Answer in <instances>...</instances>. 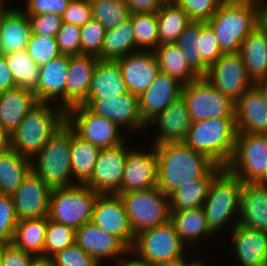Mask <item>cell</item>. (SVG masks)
<instances>
[{
    "label": "cell",
    "instance_id": "cell-1",
    "mask_svg": "<svg viewBox=\"0 0 267 266\" xmlns=\"http://www.w3.org/2000/svg\"><path fill=\"white\" fill-rule=\"evenodd\" d=\"M158 158L157 187L168 197L181 186L205 176L216 164L185 142L154 145Z\"/></svg>",
    "mask_w": 267,
    "mask_h": 266
},
{
    "label": "cell",
    "instance_id": "cell-2",
    "mask_svg": "<svg viewBox=\"0 0 267 266\" xmlns=\"http://www.w3.org/2000/svg\"><path fill=\"white\" fill-rule=\"evenodd\" d=\"M38 102L10 135L11 148L32 159L66 124V111L57 103Z\"/></svg>",
    "mask_w": 267,
    "mask_h": 266
},
{
    "label": "cell",
    "instance_id": "cell-3",
    "mask_svg": "<svg viewBox=\"0 0 267 266\" xmlns=\"http://www.w3.org/2000/svg\"><path fill=\"white\" fill-rule=\"evenodd\" d=\"M236 134L235 118H209L193 122L183 142L226 167L235 151Z\"/></svg>",
    "mask_w": 267,
    "mask_h": 266
},
{
    "label": "cell",
    "instance_id": "cell-4",
    "mask_svg": "<svg viewBox=\"0 0 267 266\" xmlns=\"http://www.w3.org/2000/svg\"><path fill=\"white\" fill-rule=\"evenodd\" d=\"M207 23L223 53H238L242 41L256 27L255 0H223Z\"/></svg>",
    "mask_w": 267,
    "mask_h": 266
},
{
    "label": "cell",
    "instance_id": "cell-5",
    "mask_svg": "<svg viewBox=\"0 0 267 266\" xmlns=\"http://www.w3.org/2000/svg\"><path fill=\"white\" fill-rule=\"evenodd\" d=\"M243 184L226 167L214 177L202 205L208 227L214 235L225 226L232 230L238 224Z\"/></svg>",
    "mask_w": 267,
    "mask_h": 266
},
{
    "label": "cell",
    "instance_id": "cell-6",
    "mask_svg": "<svg viewBox=\"0 0 267 266\" xmlns=\"http://www.w3.org/2000/svg\"><path fill=\"white\" fill-rule=\"evenodd\" d=\"M70 155V127L65 124L31 159V170L50 188L77 185L72 178Z\"/></svg>",
    "mask_w": 267,
    "mask_h": 266
},
{
    "label": "cell",
    "instance_id": "cell-7",
    "mask_svg": "<svg viewBox=\"0 0 267 266\" xmlns=\"http://www.w3.org/2000/svg\"><path fill=\"white\" fill-rule=\"evenodd\" d=\"M98 194L84 184L52 188L47 217L76 230L91 222Z\"/></svg>",
    "mask_w": 267,
    "mask_h": 266
},
{
    "label": "cell",
    "instance_id": "cell-8",
    "mask_svg": "<svg viewBox=\"0 0 267 266\" xmlns=\"http://www.w3.org/2000/svg\"><path fill=\"white\" fill-rule=\"evenodd\" d=\"M120 195L134 235L170 221L169 197L157 186Z\"/></svg>",
    "mask_w": 267,
    "mask_h": 266
},
{
    "label": "cell",
    "instance_id": "cell-9",
    "mask_svg": "<svg viewBox=\"0 0 267 266\" xmlns=\"http://www.w3.org/2000/svg\"><path fill=\"white\" fill-rule=\"evenodd\" d=\"M187 246L181 241L174 225L169 221L135 235L130 249L148 265L153 263H179L185 259Z\"/></svg>",
    "mask_w": 267,
    "mask_h": 266
},
{
    "label": "cell",
    "instance_id": "cell-10",
    "mask_svg": "<svg viewBox=\"0 0 267 266\" xmlns=\"http://www.w3.org/2000/svg\"><path fill=\"white\" fill-rule=\"evenodd\" d=\"M226 168L244 184L261 183L267 172V134L237 133L235 151Z\"/></svg>",
    "mask_w": 267,
    "mask_h": 266
},
{
    "label": "cell",
    "instance_id": "cell-11",
    "mask_svg": "<svg viewBox=\"0 0 267 266\" xmlns=\"http://www.w3.org/2000/svg\"><path fill=\"white\" fill-rule=\"evenodd\" d=\"M192 123L209 118H235V103L203 77L183 85L182 94Z\"/></svg>",
    "mask_w": 267,
    "mask_h": 266
},
{
    "label": "cell",
    "instance_id": "cell-12",
    "mask_svg": "<svg viewBox=\"0 0 267 266\" xmlns=\"http://www.w3.org/2000/svg\"><path fill=\"white\" fill-rule=\"evenodd\" d=\"M66 124L82 139L100 149L126 141L122 130L114 122L93 113L84 105H76L66 111Z\"/></svg>",
    "mask_w": 267,
    "mask_h": 266
},
{
    "label": "cell",
    "instance_id": "cell-13",
    "mask_svg": "<svg viewBox=\"0 0 267 266\" xmlns=\"http://www.w3.org/2000/svg\"><path fill=\"white\" fill-rule=\"evenodd\" d=\"M203 78L234 103L254 86L239 52L224 53L208 67Z\"/></svg>",
    "mask_w": 267,
    "mask_h": 266
},
{
    "label": "cell",
    "instance_id": "cell-14",
    "mask_svg": "<svg viewBox=\"0 0 267 266\" xmlns=\"http://www.w3.org/2000/svg\"><path fill=\"white\" fill-rule=\"evenodd\" d=\"M129 148L124 141L117 146L101 149L93 172L84 185L99 194H116L121 189Z\"/></svg>",
    "mask_w": 267,
    "mask_h": 266
},
{
    "label": "cell",
    "instance_id": "cell-15",
    "mask_svg": "<svg viewBox=\"0 0 267 266\" xmlns=\"http://www.w3.org/2000/svg\"><path fill=\"white\" fill-rule=\"evenodd\" d=\"M91 222L120 239L129 249L132 248L135 235L120 195L98 194Z\"/></svg>",
    "mask_w": 267,
    "mask_h": 266
},
{
    "label": "cell",
    "instance_id": "cell-16",
    "mask_svg": "<svg viewBox=\"0 0 267 266\" xmlns=\"http://www.w3.org/2000/svg\"><path fill=\"white\" fill-rule=\"evenodd\" d=\"M149 151L129 148L121 189L117 193L144 190L157 186L158 158L154 145Z\"/></svg>",
    "mask_w": 267,
    "mask_h": 266
},
{
    "label": "cell",
    "instance_id": "cell-17",
    "mask_svg": "<svg viewBox=\"0 0 267 266\" xmlns=\"http://www.w3.org/2000/svg\"><path fill=\"white\" fill-rule=\"evenodd\" d=\"M83 105L93 113L110 119L121 130L140 132L148 127L140 115L139 96L130 91L115 98H103V101L85 102Z\"/></svg>",
    "mask_w": 267,
    "mask_h": 266
},
{
    "label": "cell",
    "instance_id": "cell-18",
    "mask_svg": "<svg viewBox=\"0 0 267 266\" xmlns=\"http://www.w3.org/2000/svg\"><path fill=\"white\" fill-rule=\"evenodd\" d=\"M51 191L31 170L11 195L18 220L47 217Z\"/></svg>",
    "mask_w": 267,
    "mask_h": 266
},
{
    "label": "cell",
    "instance_id": "cell-19",
    "mask_svg": "<svg viewBox=\"0 0 267 266\" xmlns=\"http://www.w3.org/2000/svg\"><path fill=\"white\" fill-rule=\"evenodd\" d=\"M129 91L137 96L145 92L160 72L154 51L139 50L116 59Z\"/></svg>",
    "mask_w": 267,
    "mask_h": 266
},
{
    "label": "cell",
    "instance_id": "cell-20",
    "mask_svg": "<svg viewBox=\"0 0 267 266\" xmlns=\"http://www.w3.org/2000/svg\"><path fill=\"white\" fill-rule=\"evenodd\" d=\"M75 243L98 263L113 258L117 261L130 252L120 239L103 231L92 222L84 223L75 230Z\"/></svg>",
    "mask_w": 267,
    "mask_h": 266
},
{
    "label": "cell",
    "instance_id": "cell-21",
    "mask_svg": "<svg viewBox=\"0 0 267 266\" xmlns=\"http://www.w3.org/2000/svg\"><path fill=\"white\" fill-rule=\"evenodd\" d=\"M69 63L70 55L61 54L49 63L39 66L40 77L34 91L38 102L56 103L58 100V105L66 111V83Z\"/></svg>",
    "mask_w": 267,
    "mask_h": 266
},
{
    "label": "cell",
    "instance_id": "cell-22",
    "mask_svg": "<svg viewBox=\"0 0 267 266\" xmlns=\"http://www.w3.org/2000/svg\"><path fill=\"white\" fill-rule=\"evenodd\" d=\"M179 81L159 72L148 89L139 96V110L144 123H149L182 94Z\"/></svg>",
    "mask_w": 267,
    "mask_h": 266
},
{
    "label": "cell",
    "instance_id": "cell-23",
    "mask_svg": "<svg viewBox=\"0 0 267 266\" xmlns=\"http://www.w3.org/2000/svg\"><path fill=\"white\" fill-rule=\"evenodd\" d=\"M156 124V126H155ZM154 125L158 132L152 145L183 142L191 129L192 121L183 97L174 100L164 111L154 118L148 127Z\"/></svg>",
    "mask_w": 267,
    "mask_h": 266
},
{
    "label": "cell",
    "instance_id": "cell-24",
    "mask_svg": "<svg viewBox=\"0 0 267 266\" xmlns=\"http://www.w3.org/2000/svg\"><path fill=\"white\" fill-rule=\"evenodd\" d=\"M237 133L267 134V105L253 86L235 102Z\"/></svg>",
    "mask_w": 267,
    "mask_h": 266
},
{
    "label": "cell",
    "instance_id": "cell-25",
    "mask_svg": "<svg viewBox=\"0 0 267 266\" xmlns=\"http://www.w3.org/2000/svg\"><path fill=\"white\" fill-rule=\"evenodd\" d=\"M0 10V54L7 55L27 48L31 27L27 14L20 8Z\"/></svg>",
    "mask_w": 267,
    "mask_h": 266
},
{
    "label": "cell",
    "instance_id": "cell-26",
    "mask_svg": "<svg viewBox=\"0 0 267 266\" xmlns=\"http://www.w3.org/2000/svg\"><path fill=\"white\" fill-rule=\"evenodd\" d=\"M230 233L241 266H267V232L237 224Z\"/></svg>",
    "mask_w": 267,
    "mask_h": 266
},
{
    "label": "cell",
    "instance_id": "cell-27",
    "mask_svg": "<svg viewBox=\"0 0 267 266\" xmlns=\"http://www.w3.org/2000/svg\"><path fill=\"white\" fill-rule=\"evenodd\" d=\"M99 58L92 55H71L66 83V111L88 100L93 71Z\"/></svg>",
    "mask_w": 267,
    "mask_h": 266
},
{
    "label": "cell",
    "instance_id": "cell-28",
    "mask_svg": "<svg viewBox=\"0 0 267 266\" xmlns=\"http://www.w3.org/2000/svg\"><path fill=\"white\" fill-rule=\"evenodd\" d=\"M128 92L118 62L99 59L92 74L86 102H99L103 98H115Z\"/></svg>",
    "mask_w": 267,
    "mask_h": 266
},
{
    "label": "cell",
    "instance_id": "cell-29",
    "mask_svg": "<svg viewBox=\"0 0 267 266\" xmlns=\"http://www.w3.org/2000/svg\"><path fill=\"white\" fill-rule=\"evenodd\" d=\"M238 224L267 232V185L261 183L243 184Z\"/></svg>",
    "mask_w": 267,
    "mask_h": 266
},
{
    "label": "cell",
    "instance_id": "cell-30",
    "mask_svg": "<svg viewBox=\"0 0 267 266\" xmlns=\"http://www.w3.org/2000/svg\"><path fill=\"white\" fill-rule=\"evenodd\" d=\"M38 103L34 92L15 87L0 93V127L10 135Z\"/></svg>",
    "mask_w": 267,
    "mask_h": 266
},
{
    "label": "cell",
    "instance_id": "cell-31",
    "mask_svg": "<svg viewBox=\"0 0 267 266\" xmlns=\"http://www.w3.org/2000/svg\"><path fill=\"white\" fill-rule=\"evenodd\" d=\"M170 222L174 225L181 241L188 247H196L201 238L211 237L202 207L181 211H170Z\"/></svg>",
    "mask_w": 267,
    "mask_h": 266
},
{
    "label": "cell",
    "instance_id": "cell-32",
    "mask_svg": "<svg viewBox=\"0 0 267 266\" xmlns=\"http://www.w3.org/2000/svg\"><path fill=\"white\" fill-rule=\"evenodd\" d=\"M215 165L205 176L181 186L169 196L170 211L202 207L214 177L223 169Z\"/></svg>",
    "mask_w": 267,
    "mask_h": 266
},
{
    "label": "cell",
    "instance_id": "cell-33",
    "mask_svg": "<svg viewBox=\"0 0 267 266\" xmlns=\"http://www.w3.org/2000/svg\"><path fill=\"white\" fill-rule=\"evenodd\" d=\"M239 53L253 81L267 77V36L256 27L242 41Z\"/></svg>",
    "mask_w": 267,
    "mask_h": 266
},
{
    "label": "cell",
    "instance_id": "cell-34",
    "mask_svg": "<svg viewBox=\"0 0 267 266\" xmlns=\"http://www.w3.org/2000/svg\"><path fill=\"white\" fill-rule=\"evenodd\" d=\"M31 171V159L10 148L0 154V195H12Z\"/></svg>",
    "mask_w": 267,
    "mask_h": 266
},
{
    "label": "cell",
    "instance_id": "cell-35",
    "mask_svg": "<svg viewBox=\"0 0 267 266\" xmlns=\"http://www.w3.org/2000/svg\"><path fill=\"white\" fill-rule=\"evenodd\" d=\"M154 53L158 60L160 72L168 74L181 84H188L200 77L188 65L185 55L175 43L159 45Z\"/></svg>",
    "mask_w": 267,
    "mask_h": 266
},
{
    "label": "cell",
    "instance_id": "cell-36",
    "mask_svg": "<svg viewBox=\"0 0 267 266\" xmlns=\"http://www.w3.org/2000/svg\"><path fill=\"white\" fill-rule=\"evenodd\" d=\"M72 178L84 184L91 176L100 148L82 139L70 128Z\"/></svg>",
    "mask_w": 267,
    "mask_h": 266
},
{
    "label": "cell",
    "instance_id": "cell-37",
    "mask_svg": "<svg viewBox=\"0 0 267 266\" xmlns=\"http://www.w3.org/2000/svg\"><path fill=\"white\" fill-rule=\"evenodd\" d=\"M156 14L160 45L176 43L184 29L192 21L173 0H167Z\"/></svg>",
    "mask_w": 267,
    "mask_h": 266
},
{
    "label": "cell",
    "instance_id": "cell-38",
    "mask_svg": "<svg viewBox=\"0 0 267 266\" xmlns=\"http://www.w3.org/2000/svg\"><path fill=\"white\" fill-rule=\"evenodd\" d=\"M48 217L19 220L12 243L34 256H43Z\"/></svg>",
    "mask_w": 267,
    "mask_h": 266
},
{
    "label": "cell",
    "instance_id": "cell-39",
    "mask_svg": "<svg viewBox=\"0 0 267 266\" xmlns=\"http://www.w3.org/2000/svg\"><path fill=\"white\" fill-rule=\"evenodd\" d=\"M133 52H136V43L130 18L116 28L106 30L102 46V60H116Z\"/></svg>",
    "mask_w": 267,
    "mask_h": 266
},
{
    "label": "cell",
    "instance_id": "cell-40",
    "mask_svg": "<svg viewBox=\"0 0 267 266\" xmlns=\"http://www.w3.org/2000/svg\"><path fill=\"white\" fill-rule=\"evenodd\" d=\"M16 87L36 90L40 67L34 63L26 49L5 55Z\"/></svg>",
    "mask_w": 267,
    "mask_h": 266
},
{
    "label": "cell",
    "instance_id": "cell-41",
    "mask_svg": "<svg viewBox=\"0 0 267 266\" xmlns=\"http://www.w3.org/2000/svg\"><path fill=\"white\" fill-rule=\"evenodd\" d=\"M136 51H154L159 44L158 19L156 13H132Z\"/></svg>",
    "mask_w": 267,
    "mask_h": 266
},
{
    "label": "cell",
    "instance_id": "cell-42",
    "mask_svg": "<svg viewBox=\"0 0 267 266\" xmlns=\"http://www.w3.org/2000/svg\"><path fill=\"white\" fill-rule=\"evenodd\" d=\"M201 34V21H191L184 29L175 43L185 55L188 65L200 76L203 77L208 66L202 61L199 52V37Z\"/></svg>",
    "mask_w": 267,
    "mask_h": 266
},
{
    "label": "cell",
    "instance_id": "cell-43",
    "mask_svg": "<svg viewBox=\"0 0 267 266\" xmlns=\"http://www.w3.org/2000/svg\"><path fill=\"white\" fill-rule=\"evenodd\" d=\"M92 18L99 21L106 30L116 28L129 19L130 11L124 0H92Z\"/></svg>",
    "mask_w": 267,
    "mask_h": 266
},
{
    "label": "cell",
    "instance_id": "cell-44",
    "mask_svg": "<svg viewBox=\"0 0 267 266\" xmlns=\"http://www.w3.org/2000/svg\"><path fill=\"white\" fill-rule=\"evenodd\" d=\"M74 242V228L48 219L43 256L53 257Z\"/></svg>",
    "mask_w": 267,
    "mask_h": 266
},
{
    "label": "cell",
    "instance_id": "cell-45",
    "mask_svg": "<svg viewBox=\"0 0 267 266\" xmlns=\"http://www.w3.org/2000/svg\"><path fill=\"white\" fill-rule=\"evenodd\" d=\"M26 50L38 66L49 63L61 55L56 37L37 34H31Z\"/></svg>",
    "mask_w": 267,
    "mask_h": 266
},
{
    "label": "cell",
    "instance_id": "cell-46",
    "mask_svg": "<svg viewBox=\"0 0 267 266\" xmlns=\"http://www.w3.org/2000/svg\"><path fill=\"white\" fill-rule=\"evenodd\" d=\"M106 28L91 19L81 27V54L92 55L102 60V46Z\"/></svg>",
    "mask_w": 267,
    "mask_h": 266
},
{
    "label": "cell",
    "instance_id": "cell-47",
    "mask_svg": "<svg viewBox=\"0 0 267 266\" xmlns=\"http://www.w3.org/2000/svg\"><path fill=\"white\" fill-rule=\"evenodd\" d=\"M11 195H0V243H12L18 222Z\"/></svg>",
    "mask_w": 267,
    "mask_h": 266
},
{
    "label": "cell",
    "instance_id": "cell-48",
    "mask_svg": "<svg viewBox=\"0 0 267 266\" xmlns=\"http://www.w3.org/2000/svg\"><path fill=\"white\" fill-rule=\"evenodd\" d=\"M56 41L61 54L80 55L81 54V27L62 22L56 34Z\"/></svg>",
    "mask_w": 267,
    "mask_h": 266
},
{
    "label": "cell",
    "instance_id": "cell-49",
    "mask_svg": "<svg viewBox=\"0 0 267 266\" xmlns=\"http://www.w3.org/2000/svg\"><path fill=\"white\" fill-rule=\"evenodd\" d=\"M192 21H209L223 0H173Z\"/></svg>",
    "mask_w": 267,
    "mask_h": 266
},
{
    "label": "cell",
    "instance_id": "cell-50",
    "mask_svg": "<svg viewBox=\"0 0 267 266\" xmlns=\"http://www.w3.org/2000/svg\"><path fill=\"white\" fill-rule=\"evenodd\" d=\"M199 52L202 61L209 67L224 53L221 51L212 27L201 21V34L199 37Z\"/></svg>",
    "mask_w": 267,
    "mask_h": 266
},
{
    "label": "cell",
    "instance_id": "cell-51",
    "mask_svg": "<svg viewBox=\"0 0 267 266\" xmlns=\"http://www.w3.org/2000/svg\"><path fill=\"white\" fill-rule=\"evenodd\" d=\"M55 266H100L75 242L53 256Z\"/></svg>",
    "mask_w": 267,
    "mask_h": 266
},
{
    "label": "cell",
    "instance_id": "cell-52",
    "mask_svg": "<svg viewBox=\"0 0 267 266\" xmlns=\"http://www.w3.org/2000/svg\"><path fill=\"white\" fill-rule=\"evenodd\" d=\"M30 22L31 34L56 37L62 18L56 14L27 15Z\"/></svg>",
    "mask_w": 267,
    "mask_h": 266
},
{
    "label": "cell",
    "instance_id": "cell-53",
    "mask_svg": "<svg viewBox=\"0 0 267 266\" xmlns=\"http://www.w3.org/2000/svg\"><path fill=\"white\" fill-rule=\"evenodd\" d=\"M61 18L62 22L82 27L92 19V7L90 1L71 0Z\"/></svg>",
    "mask_w": 267,
    "mask_h": 266
},
{
    "label": "cell",
    "instance_id": "cell-54",
    "mask_svg": "<svg viewBox=\"0 0 267 266\" xmlns=\"http://www.w3.org/2000/svg\"><path fill=\"white\" fill-rule=\"evenodd\" d=\"M71 0H26L24 12L27 15L56 14L62 16Z\"/></svg>",
    "mask_w": 267,
    "mask_h": 266
},
{
    "label": "cell",
    "instance_id": "cell-55",
    "mask_svg": "<svg viewBox=\"0 0 267 266\" xmlns=\"http://www.w3.org/2000/svg\"><path fill=\"white\" fill-rule=\"evenodd\" d=\"M34 255L16 247L13 243L3 245L1 266H30Z\"/></svg>",
    "mask_w": 267,
    "mask_h": 266
},
{
    "label": "cell",
    "instance_id": "cell-56",
    "mask_svg": "<svg viewBox=\"0 0 267 266\" xmlns=\"http://www.w3.org/2000/svg\"><path fill=\"white\" fill-rule=\"evenodd\" d=\"M132 13H156L167 0H124Z\"/></svg>",
    "mask_w": 267,
    "mask_h": 266
},
{
    "label": "cell",
    "instance_id": "cell-57",
    "mask_svg": "<svg viewBox=\"0 0 267 266\" xmlns=\"http://www.w3.org/2000/svg\"><path fill=\"white\" fill-rule=\"evenodd\" d=\"M15 82L4 54H0V93L15 88Z\"/></svg>",
    "mask_w": 267,
    "mask_h": 266
},
{
    "label": "cell",
    "instance_id": "cell-58",
    "mask_svg": "<svg viewBox=\"0 0 267 266\" xmlns=\"http://www.w3.org/2000/svg\"><path fill=\"white\" fill-rule=\"evenodd\" d=\"M256 28L267 36V2L255 0Z\"/></svg>",
    "mask_w": 267,
    "mask_h": 266
},
{
    "label": "cell",
    "instance_id": "cell-59",
    "mask_svg": "<svg viewBox=\"0 0 267 266\" xmlns=\"http://www.w3.org/2000/svg\"><path fill=\"white\" fill-rule=\"evenodd\" d=\"M127 256H129L130 258ZM115 265L116 266H148V264L145 261L137 258L134 254L131 253V251L125 256L119 258L116 261Z\"/></svg>",
    "mask_w": 267,
    "mask_h": 266
},
{
    "label": "cell",
    "instance_id": "cell-60",
    "mask_svg": "<svg viewBox=\"0 0 267 266\" xmlns=\"http://www.w3.org/2000/svg\"><path fill=\"white\" fill-rule=\"evenodd\" d=\"M11 148L10 134L0 127V154Z\"/></svg>",
    "mask_w": 267,
    "mask_h": 266
},
{
    "label": "cell",
    "instance_id": "cell-61",
    "mask_svg": "<svg viewBox=\"0 0 267 266\" xmlns=\"http://www.w3.org/2000/svg\"><path fill=\"white\" fill-rule=\"evenodd\" d=\"M30 266H55L53 257L34 256Z\"/></svg>",
    "mask_w": 267,
    "mask_h": 266
},
{
    "label": "cell",
    "instance_id": "cell-62",
    "mask_svg": "<svg viewBox=\"0 0 267 266\" xmlns=\"http://www.w3.org/2000/svg\"><path fill=\"white\" fill-rule=\"evenodd\" d=\"M254 87L261 94L262 98L264 99L267 105V77H264V78H261L255 81Z\"/></svg>",
    "mask_w": 267,
    "mask_h": 266
},
{
    "label": "cell",
    "instance_id": "cell-63",
    "mask_svg": "<svg viewBox=\"0 0 267 266\" xmlns=\"http://www.w3.org/2000/svg\"><path fill=\"white\" fill-rule=\"evenodd\" d=\"M179 266H206L204 262L202 263L201 260L195 259V260H189L187 261V257L179 262Z\"/></svg>",
    "mask_w": 267,
    "mask_h": 266
},
{
    "label": "cell",
    "instance_id": "cell-64",
    "mask_svg": "<svg viewBox=\"0 0 267 266\" xmlns=\"http://www.w3.org/2000/svg\"><path fill=\"white\" fill-rule=\"evenodd\" d=\"M148 266H179V263H153Z\"/></svg>",
    "mask_w": 267,
    "mask_h": 266
},
{
    "label": "cell",
    "instance_id": "cell-65",
    "mask_svg": "<svg viewBox=\"0 0 267 266\" xmlns=\"http://www.w3.org/2000/svg\"><path fill=\"white\" fill-rule=\"evenodd\" d=\"M3 245L0 243V266L2 265V250H3Z\"/></svg>",
    "mask_w": 267,
    "mask_h": 266
},
{
    "label": "cell",
    "instance_id": "cell-66",
    "mask_svg": "<svg viewBox=\"0 0 267 266\" xmlns=\"http://www.w3.org/2000/svg\"><path fill=\"white\" fill-rule=\"evenodd\" d=\"M6 6V3L4 0H0V7H5Z\"/></svg>",
    "mask_w": 267,
    "mask_h": 266
},
{
    "label": "cell",
    "instance_id": "cell-67",
    "mask_svg": "<svg viewBox=\"0 0 267 266\" xmlns=\"http://www.w3.org/2000/svg\"><path fill=\"white\" fill-rule=\"evenodd\" d=\"M261 184H265V185H267V172H266V177H265V179L261 182Z\"/></svg>",
    "mask_w": 267,
    "mask_h": 266
}]
</instances>
